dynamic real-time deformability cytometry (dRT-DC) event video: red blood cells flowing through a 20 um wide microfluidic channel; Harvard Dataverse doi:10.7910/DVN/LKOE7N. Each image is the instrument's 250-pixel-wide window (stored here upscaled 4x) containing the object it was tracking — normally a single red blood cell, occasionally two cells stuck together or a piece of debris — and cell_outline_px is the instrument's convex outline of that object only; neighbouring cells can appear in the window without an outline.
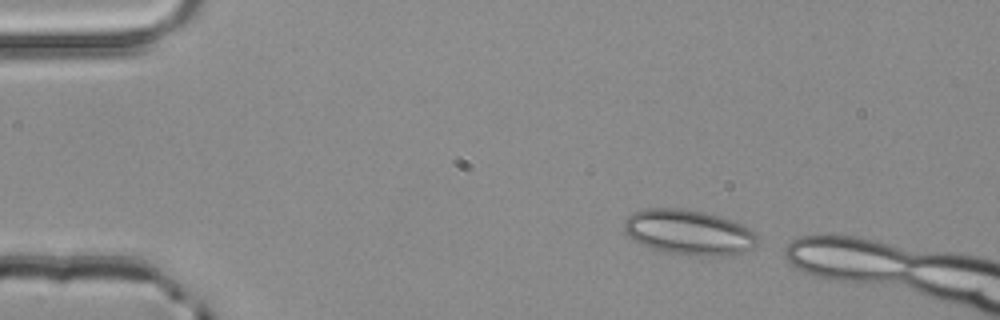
{"species": "common noctule bat (a hibernating species)", "species_latin": "Nyctalus noctula", "temperature_condition": "room temperature", "stored_images_in_passage": 3, "camera_frame_rate_fps": 3000, "um_per_image_px": 0.085, "animal": {"sex": "male", "body_mass_g": 20.4}, "frame": {"image": 1, "passage_image": 1, "time_ms": 0.0, "image_size_px": [1000, 320], "cell_outline_px": [[756, 244], [752, 248], [744, 252], [732, 256], [712, 256], [672, 252], [640, 244], [628, 236], [624, 232], [624, 220], [632, 212], [644, 208], [680, 208], [704, 212], [720, 216], [744, 224], [756, 232]], "centroid_in_image_um": [58.57, 19.72], "position_along_channel_um": 26.4, "area_um2": 35.03}}